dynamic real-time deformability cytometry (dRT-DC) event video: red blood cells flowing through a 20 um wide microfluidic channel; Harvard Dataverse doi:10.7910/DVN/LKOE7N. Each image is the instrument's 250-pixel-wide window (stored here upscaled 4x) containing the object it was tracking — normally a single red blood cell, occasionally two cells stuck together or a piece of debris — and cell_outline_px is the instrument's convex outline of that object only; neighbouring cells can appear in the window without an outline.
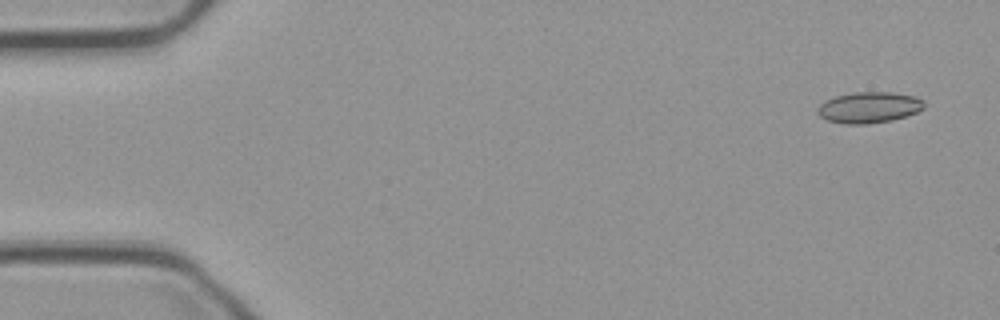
{"species": "common noctule bat (a hibernating species)", "species_latin": "Nyctalus noctula", "temperature_condition": "cold", "stored_images_in_passage": 53, "camera_frame_rate_fps": 3000, "um_per_image_px": 0.085, "animal": {"sex": "male", "body_mass_g": 23.1, "forearm_length_mm": 52.7}, "frame": {"image": 1, "passage_image": 1, "time_ms": 0.0, "image_size_px": [1000, 320], "cell_outline_px": [[924, 108], [908, 116], [892, 120], [868, 124], [844, 124], [828, 120], [820, 116], [816, 112], [816, 108], [824, 100], [836, 96], [852, 92], [892, 92], [916, 96], [924, 100]], "centroid_in_image_um": [73.86, 9.13], "position_along_channel_um": 11.1, "area_um2": 19.54}}
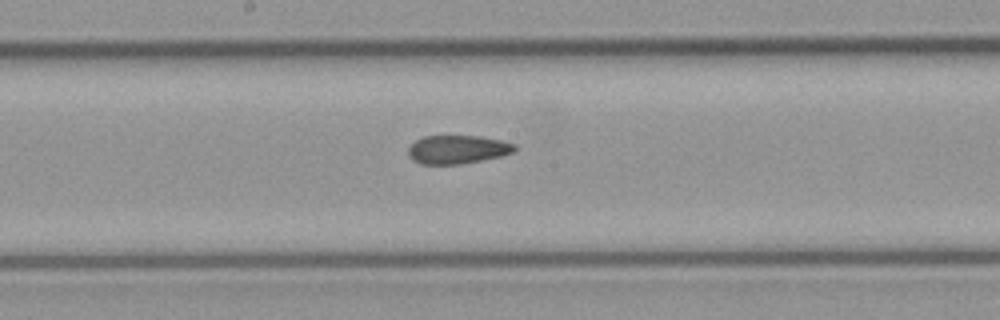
{"frame": {"image": 2, "passage_image": 27, "time_ms": 8.667, "image_size_px": [1000, 320], "cell_outline_px": [[516, 148], [512, 152], [500, 156], [460, 164], [420, 164], [412, 160], [408, 156], [408, 148], [416, 140], [424, 136], [480, 136], [500, 140], [516, 144]], "centroid_in_image_um": [38.85, 12.7], "position_along_channel_um": 209.3, "area_um2": 17.57}}
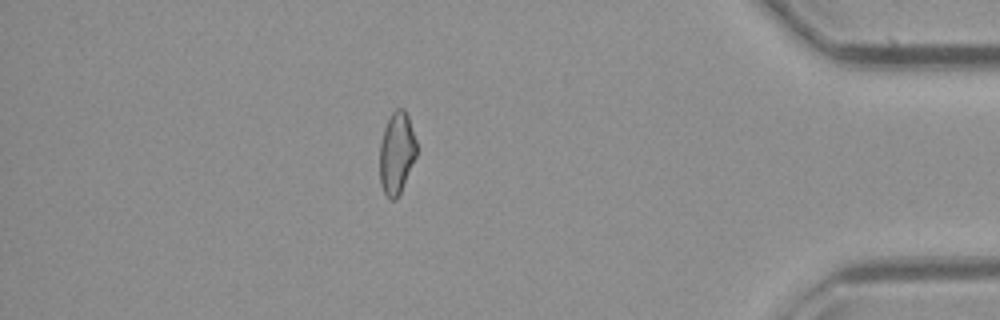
{"frame": {"image": 3, "passage_image": 46, "time_ms": 15.0, "image_size_px": [1000, 320], "cell_outline_px": [[416, 156], [400, 192], [396, 200], [388, 200], [380, 184], [380, 144], [384, 128], [392, 112], [396, 108], [404, 108], [408, 116], [416, 140]], "centroid_in_image_um": [33.7, 13.01], "position_along_channel_um": 401.5, "area_um2": 17.51}, "authors_computed_cell_mechanics": {"area_um2": 18.7272, "velocity_mm_per_s": 3.733, "shape_relaxation_time_tau1_ms": null, "shape_relaxation_time_tau2_ms": 3.7547, "deformation_change_tau1": null, "deformation_change_tau2": 0.0898}}